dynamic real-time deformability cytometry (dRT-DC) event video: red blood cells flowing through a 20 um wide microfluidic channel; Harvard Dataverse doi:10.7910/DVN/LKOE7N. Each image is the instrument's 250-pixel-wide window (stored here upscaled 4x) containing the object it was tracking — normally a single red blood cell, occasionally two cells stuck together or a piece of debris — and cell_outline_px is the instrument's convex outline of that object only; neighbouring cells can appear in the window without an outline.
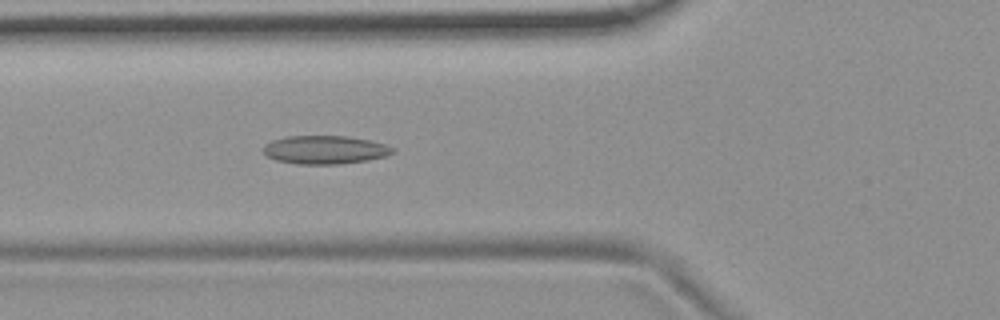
{"species": "common noctule bat (a hibernating species)", "species_latin": "Nyctalus noctula", "temperature_condition": "room temperature", "stored_images_in_passage": 4, "camera_frame_rate_fps": 3000, "um_per_image_px": 0.085, "animal": {"sex": "female", "body_mass_g": 19.9}, "frame": {"image": 1, "passage_image": 4, "time_ms": 1.0, "image_size_px": [1000, 320], "cell_outline_px": [[396, 152], [388, 156], [368, 160], [340, 164], [296, 164], [276, 160], [268, 156], [264, 152], [264, 144], [272, 140], [288, 136], [348, 136], [368, 140], [384, 144], [396, 148]], "centroid_in_image_um": [27.66, 12.73], "position_along_channel_um": 98.1, "area_um2": 21.5}}